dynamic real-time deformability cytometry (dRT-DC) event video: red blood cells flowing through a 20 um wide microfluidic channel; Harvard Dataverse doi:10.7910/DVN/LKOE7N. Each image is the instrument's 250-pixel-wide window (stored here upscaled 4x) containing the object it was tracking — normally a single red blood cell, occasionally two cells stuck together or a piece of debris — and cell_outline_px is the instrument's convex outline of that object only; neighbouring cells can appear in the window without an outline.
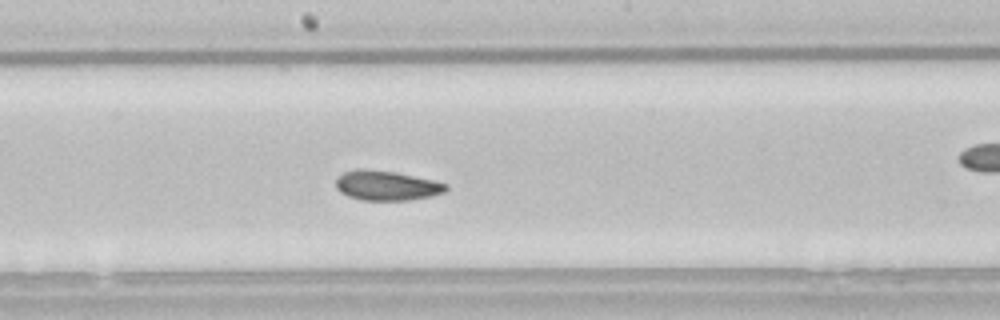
{"species": "common noctule bat (a hibernating species)", "species_latin": "Nyctalus noctula", "temperature_condition": "room temperature", "stored_images_in_passage": 46, "camera_frame_rate_fps": 3000, "um_per_image_px": 0.085, "animal": {"sex": "male", "body_mass_g": 21.5, "forearm_length_mm": 52.0}, "frame": {"image": 1, "passage_image": 20, "time_ms": 6.333, "image_size_px": [1000, 320], "cell_outline_px": [[448, 188], [444, 192], [432, 196], [408, 200], [364, 200], [348, 196], [340, 192], [336, 188], [336, 176], [344, 172], [356, 168], [364, 168], [396, 172], [432, 180], [448, 184]], "centroid_in_image_um": [32.83, 15.76], "position_along_channel_um": 215.4, "area_um2": 19.19}, "authors_computed_cell_mechanics": {"area_um2": 19.4786, "velocity_mm_per_s": 3.7772, "shape_relaxation_time_tau1_ms": 3.1742, "shape_relaxation_time_tau2_ms": 4.8049, "deformation_change_tau1": 0.0907, "deformation_change_tau2": 0.0752}}